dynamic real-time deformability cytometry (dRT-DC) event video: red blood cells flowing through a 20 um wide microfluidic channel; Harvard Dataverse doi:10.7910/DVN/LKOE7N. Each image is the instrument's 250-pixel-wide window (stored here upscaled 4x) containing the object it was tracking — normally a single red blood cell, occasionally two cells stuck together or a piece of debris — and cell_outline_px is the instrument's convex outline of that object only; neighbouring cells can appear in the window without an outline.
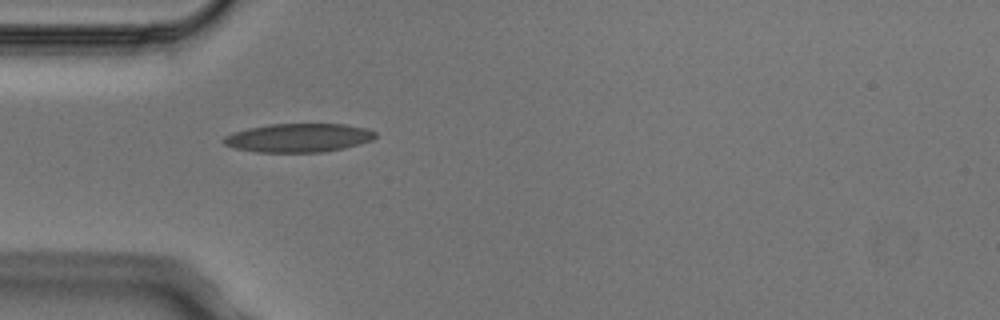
{"species": "Egyptian fruit bat (a non-hibernating species)", "species_latin": "Rousettus aegyptiacus", "temperature_condition": "cold", "stored_images_in_passage": 5, "camera_frame_rate_fps": 3000, "um_per_image_px": 0.085, "animal": {"sex": "male"}, "frame": {"image": 1, "passage_image": 1, "time_ms": 0.0, "image_size_px": [1000, 320], "cell_outline_px": [[376, 136], [372, 140], [360, 144], [344, 148], [324, 152], [256, 152], [236, 148], [224, 144], [220, 140], [224, 136], [232, 132], [248, 128], [268, 124], [344, 124], [368, 128], [376, 132]], "centroid_in_image_um": [25.37, 11.71], "position_along_channel_um": 59.6, "area_um2": 25.55}}
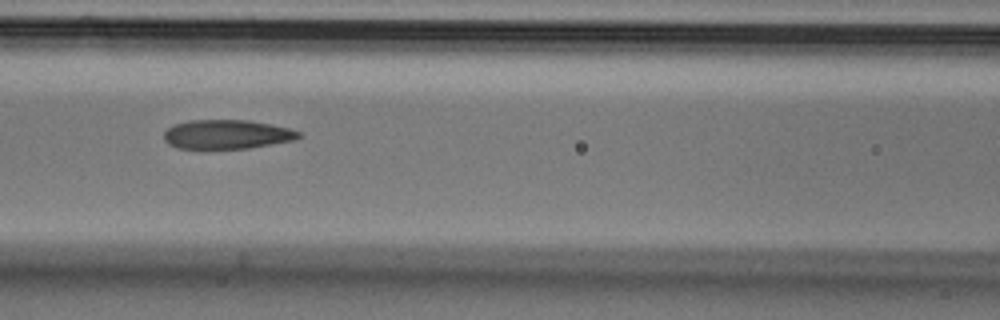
{"frame": {"image": 2, "passage_image": 3, "time_ms": 0.667, "image_size_px": [1000, 320], "cell_outline_px": [[300, 136], [292, 140], [248, 148], [176, 148], [168, 144], [164, 140], [164, 132], [172, 124], [188, 120], [248, 120], [272, 124], [288, 128], [300, 132]], "centroid_in_image_um": [19.22, 11.41], "position_along_channel_um": 147.4, "area_um2": 22.77}}
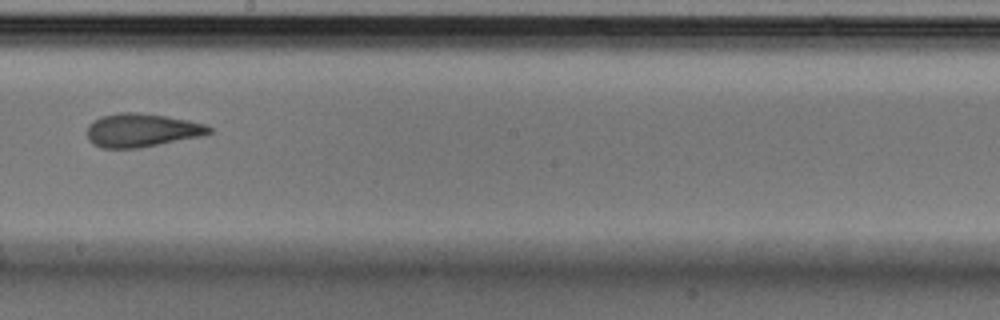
{"frame": {"image": 3, "passage_image": 5, "time_ms": 1.333, "image_size_px": [1000, 320], "cell_outline_px": [[212, 132], [204, 136], [136, 148], [100, 148], [92, 144], [88, 140], [88, 124], [92, 120], [100, 116], [116, 112], [136, 112], [168, 116], [188, 120], [204, 124], [212, 128]], "centroid_in_image_um": [12.02, 11.06], "position_along_channel_um": 236.2, "area_um2": 24.04}}